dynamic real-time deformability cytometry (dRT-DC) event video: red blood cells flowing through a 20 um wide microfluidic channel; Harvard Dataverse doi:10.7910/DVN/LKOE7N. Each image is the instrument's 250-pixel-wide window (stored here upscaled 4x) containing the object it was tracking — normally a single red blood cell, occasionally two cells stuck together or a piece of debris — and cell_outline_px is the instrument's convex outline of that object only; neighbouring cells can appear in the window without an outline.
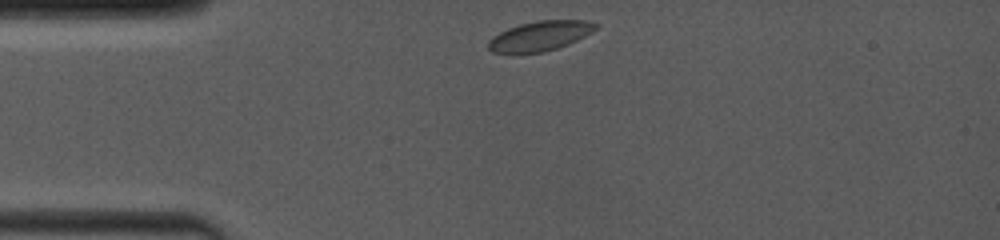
{"species": "common noctule bat (a hibernating species)", "species_latin": "Nyctalus noctula", "temperature_condition": "room temperature", "stored_images_in_passage": 32, "camera_frame_rate_fps": 4000, "um_per_image_px": 0.085, "animal": {"sex": "female", "body_mass_g": 19.0, "forearm_length_mm": 53.3}, "frame": {"image": 1, "passage_image": 1, "time_ms": 0.0, "image_size_px": [1000, 240], "cell_outline_px": [[596, 28], [592, 32], [568, 44], [544, 52], [492, 52], [488, 48], [488, 40], [492, 36], [508, 28], [520, 24], [536, 20], [588, 20], [596, 24]], "centroid_in_image_um": [45.89, 3.04], "position_along_channel_um": 39.1, "area_um2": 18.38}}
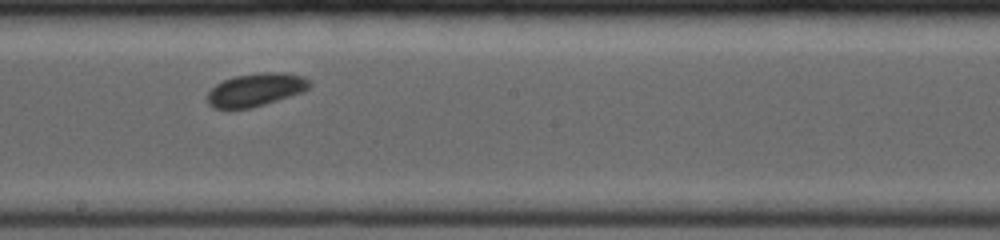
{"frame": {"image": 2, "passage_image": 18, "time_ms": 5.5, "image_size_px": [1000, 240], "cell_outline_px": [[312, 84], [304, 92], [252, 108], [212, 108], [208, 104], [208, 92], [216, 84], [224, 80], [236, 76], [264, 72], [284, 72], [304, 76]], "centroid_in_image_um": [21.77, 7.62], "position_along_channel_um": 226.4, "area_um2": 19.65}}
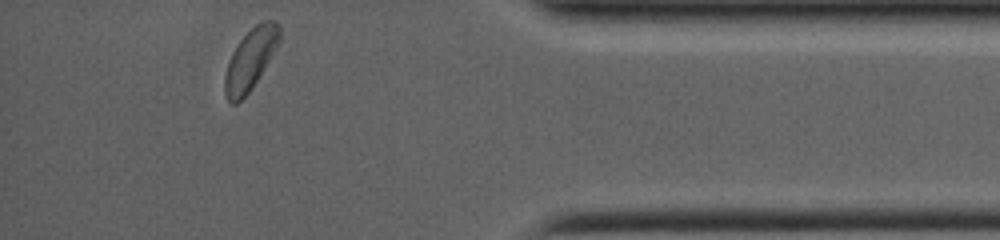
{"frame": {"image": 3, "passage_image": 31, "time_ms": 10.75, "image_size_px": [1000, 240], "cell_outline_px": [[280, 40], [276, 48], [252, 88], [236, 104], [232, 104], [228, 100], [224, 92], [224, 76], [232, 52], [240, 40], [256, 24], [264, 20], [272, 20], [280, 28]], "centroid_in_image_um": [21.27, 5.05], "position_along_channel_um": 413.9, "area_um2": 19.02}, "authors_computed_cell_mechanics": {"area_um2": 19.3341, "velocity_mm_per_s": 3.959, "shape_relaxation_time_tau1_ms": 4.276, "shape_relaxation_time_tau2_ms": null, "deformation_change_tau1": 0.0926, "deformation_change_tau2": null}}